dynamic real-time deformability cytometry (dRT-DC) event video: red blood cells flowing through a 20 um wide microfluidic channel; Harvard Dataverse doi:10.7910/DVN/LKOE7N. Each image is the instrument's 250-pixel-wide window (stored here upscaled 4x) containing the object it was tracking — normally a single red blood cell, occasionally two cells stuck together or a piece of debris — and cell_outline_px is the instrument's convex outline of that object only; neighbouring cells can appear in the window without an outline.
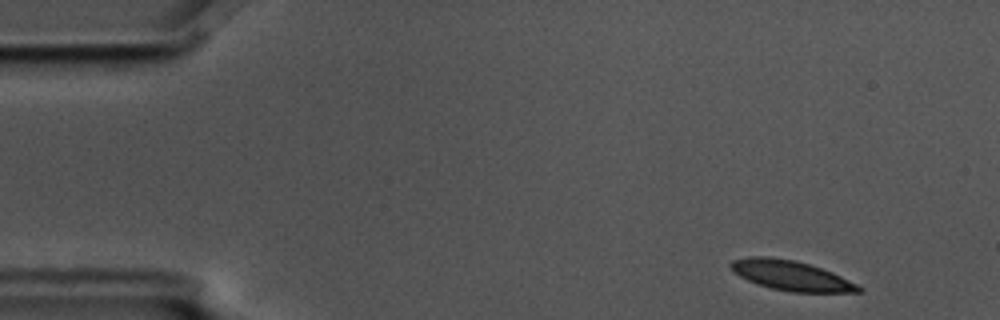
{"species": "common noctule bat (a hibernating species)", "species_latin": "Nyctalus noctula", "temperature_condition": "cold", "stored_images_in_passage": 54, "camera_frame_rate_fps": 3000, "um_per_image_px": 0.085, "animal": {"sex": "male", "body_mass_g": 17.5, "forearm_length_mm": 52.3}, "frame": {"image": 1, "passage_image": 3, "time_ms": 0.667, "image_size_px": [1000, 320], "cell_outline_px": [[864, 288], [860, 292], [792, 292], [772, 288], [748, 280], [740, 276], [728, 264], [732, 260], [748, 256], [768, 256], [796, 260], [832, 272]], "centroid_in_image_um": [67.23, 23.41], "position_along_channel_um": 17.8, "area_um2": 21.96}}
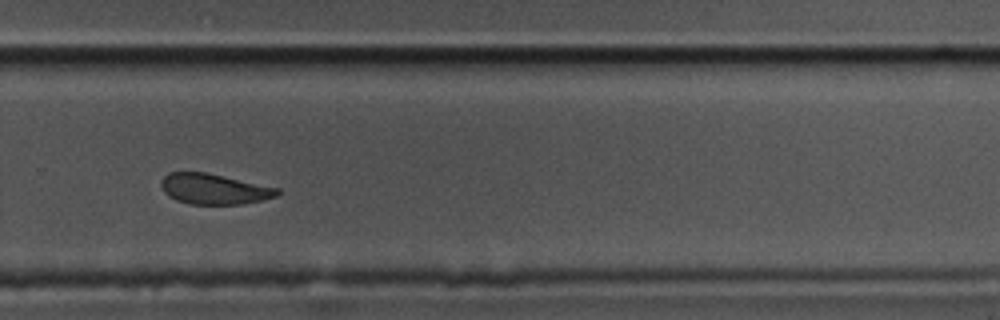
{"frame": {"image": 2, "passage_image": 36, "time_ms": 11.667, "image_size_px": [1000, 320], "cell_outline_px": [[280, 192], [276, 196], [264, 200], [244, 204], [188, 204], [176, 200], [168, 196], [164, 192], [160, 184], [160, 180], [168, 172], [204, 172], [280, 188]], "centroid_in_image_um": [18.18, 16.07], "position_along_channel_um": 311.6, "area_um2": 20.75}}
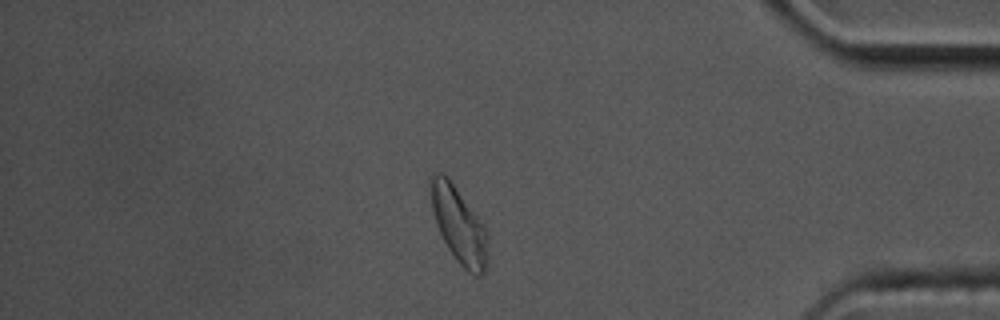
{"frame": {"image": 3, "passage_image": 46, "time_ms": 15.0, "image_size_px": [1000, 320], "cell_outline_px": [[488, 256], [484, 272], [480, 276], [476, 276], [468, 272], [456, 260], [448, 248], [440, 232], [432, 208], [432, 172], [440, 172], [448, 176], [476, 216], [484, 228]], "centroid_in_image_um": [39.0, 19.16], "position_along_channel_um": 396.2, "area_um2": 24.22}, "authors_computed_cell_mechanics": {"area_um2": 22.8599, "velocity_mm_per_s": 3.5351, "shape_relaxation_time_tau1_ms": 3.7644, "shape_relaxation_time_tau2_ms": 2.6936, "deformation_change_tau1": 0.1537, "deformation_change_tau2": 0.0976}}